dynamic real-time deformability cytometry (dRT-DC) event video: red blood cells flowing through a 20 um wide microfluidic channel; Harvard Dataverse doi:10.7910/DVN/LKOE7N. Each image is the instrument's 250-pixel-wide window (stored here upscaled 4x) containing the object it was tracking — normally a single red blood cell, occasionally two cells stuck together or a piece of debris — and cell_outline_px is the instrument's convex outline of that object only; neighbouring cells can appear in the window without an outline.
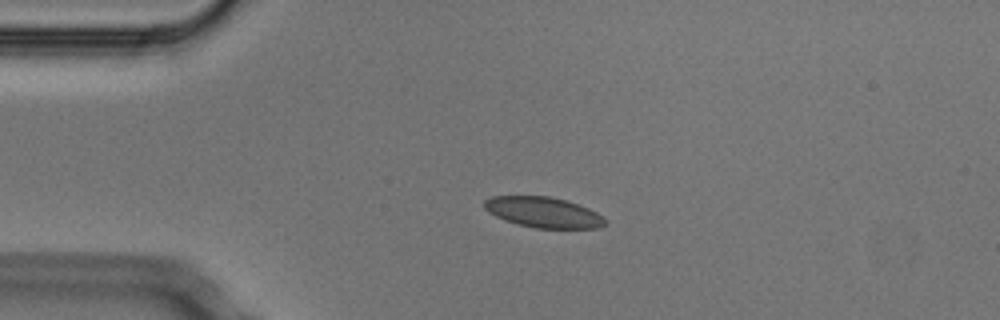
{"species": "Egyptian fruit bat (a non-hibernating species)", "species_latin": "Rousettus aegyptiacus", "temperature_condition": "cold", "stored_images_in_passage": 3, "camera_frame_rate_fps": 3000, "um_per_image_px": 0.085, "animal": {"sex": "male"}, "frame": {"image": 1, "passage_image": 2, "time_ms": 0.333, "image_size_px": [1000, 320], "cell_outline_px": [[608, 224], [600, 228], [536, 228], [516, 224], [504, 220], [488, 212], [484, 208], [484, 200], [492, 196], [548, 196], [564, 200], [588, 208], [604, 216], [608, 220]], "centroid_in_image_um": [46.21, 18.06], "position_along_channel_um": 38.8, "area_um2": 21.62}}